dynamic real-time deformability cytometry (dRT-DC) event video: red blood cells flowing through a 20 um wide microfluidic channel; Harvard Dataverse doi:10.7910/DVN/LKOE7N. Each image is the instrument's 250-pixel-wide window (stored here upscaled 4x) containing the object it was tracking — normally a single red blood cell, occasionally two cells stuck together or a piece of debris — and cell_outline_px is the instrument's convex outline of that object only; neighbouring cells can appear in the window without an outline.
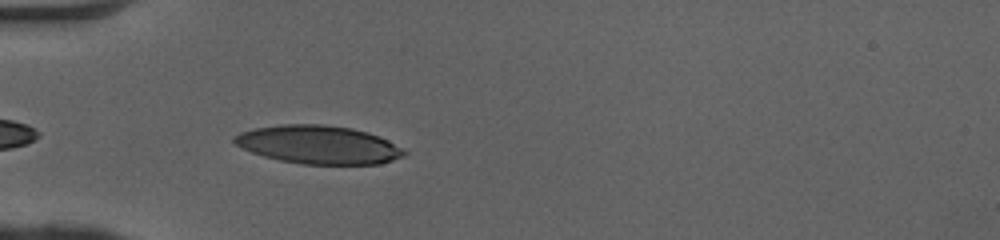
{"species": "human", "species_latin": "Homo sapiens", "temperature_condition": "cold", "stored_images_in_passage": 36, "camera_frame_rate_fps": 3000, "um_per_image_px": 0.085, "donor": {"sex": "female"}, "frame": {"image": 1, "passage_image": 2, "time_ms": 0.333, "image_size_px": [1000, 240], "cell_outline_px": [[408, 152], [404, 156], [380, 164], [304, 164], [280, 160], [264, 156], [252, 152], [236, 144], [232, 140], [232, 136], [240, 132], [256, 128], [280, 124], [324, 124], [352, 128], [368, 132], [388, 140]], "centroid_in_image_um": [27.08, 12.29], "position_along_channel_um": 57.9, "area_um2": 37.86}}
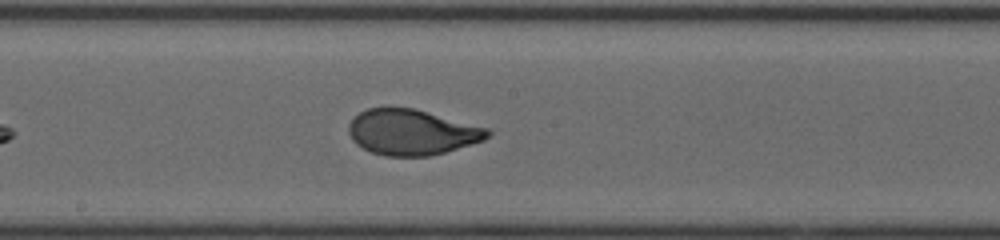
{"frame": {"image": 2, "passage_image": 14, "time_ms": 4.333, "image_size_px": [1000, 240], "cell_outline_px": [[492, 132], [484, 140], [444, 152], [428, 156], [384, 156], [372, 152], [356, 144], [352, 140], [348, 132], [348, 124], [360, 112], [368, 108], [388, 104], [412, 108], [492, 128]], "centroid_in_image_um": [34.99, 11.2], "position_along_channel_um": 213.2, "area_um2": 37.45}}
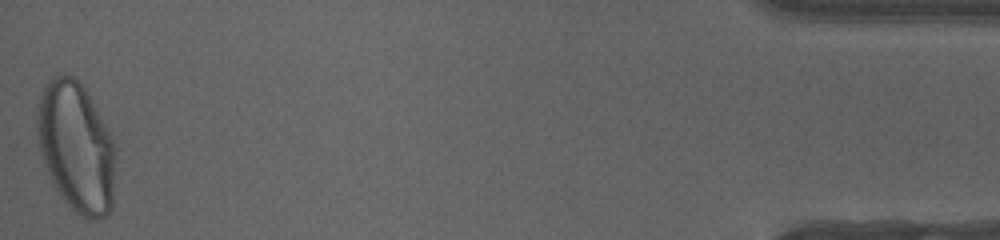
{"frame": {"image": 3, "passage_image": 36, "time_ms": 11.667, "image_size_px": [1000, 240], "cell_outline_px": [[116, 148], [112, 208], [104, 216], [96, 220], [88, 220], [76, 212], [64, 200], [56, 188], [44, 164], [36, 132], [36, 120], [40, 96], [44, 84], [52, 76], [72, 76], [84, 88], [112, 136], [116, 144]], "centroid_in_image_um": [6.49, 12.51], "position_along_channel_um": 428.7, "area_um2": 59.19}, "authors_computed_cell_mechanics": {"area_um2": 37.9457, "velocity_mm_per_s": 4.0867, "shape_relaxation_time_tau1_ms": 3.2514, "shape_relaxation_time_tau2_ms": null, "deformation_change_tau1": 0.2036, "deformation_change_tau2": null}}